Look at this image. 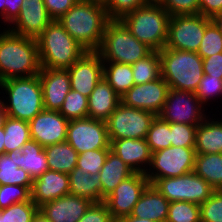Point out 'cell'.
<instances>
[{
    "instance_id": "cell-58",
    "label": "cell",
    "mask_w": 222,
    "mask_h": 222,
    "mask_svg": "<svg viewBox=\"0 0 222 222\" xmlns=\"http://www.w3.org/2000/svg\"><path fill=\"white\" fill-rule=\"evenodd\" d=\"M91 1H96V2L103 3V4H105L107 2V0H91Z\"/></svg>"
},
{
    "instance_id": "cell-28",
    "label": "cell",
    "mask_w": 222,
    "mask_h": 222,
    "mask_svg": "<svg viewBox=\"0 0 222 222\" xmlns=\"http://www.w3.org/2000/svg\"><path fill=\"white\" fill-rule=\"evenodd\" d=\"M69 194L90 199L92 202H101V183L99 173L94 175L82 172L75 167L69 174Z\"/></svg>"
},
{
    "instance_id": "cell-14",
    "label": "cell",
    "mask_w": 222,
    "mask_h": 222,
    "mask_svg": "<svg viewBox=\"0 0 222 222\" xmlns=\"http://www.w3.org/2000/svg\"><path fill=\"white\" fill-rule=\"evenodd\" d=\"M150 181L144 173L135 172L123 180L104 200L113 219L118 222L131 215L135 204L140 199Z\"/></svg>"
},
{
    "instance_id": "cell-17",
    "label": "cell",
    "mask_w": 222,
    "mask_h": 222,
    "mask_svg": "<svg viewBox=\"0 0 222 222\" xmlns=\"http://www.w3.org/2000/svg\"><path fill=\"white\" fill-rule=\"evenodd\" d=\"M68 123L59 111L43 110L29 121L30 137L44 148L64 142Z\"/></svg>"
},
{
    "instance_id": "cell-18",
    "label": "cell",
    "mask_w": 222,
    "mask_h": 222,
    "mask_svg": "<svg viewBox=\"0 0 222 222\" xmlns=\"http://www.w3.org/2000/svg\"><path fill=\"white\" fill-rule=\"evenodd\" d=\"M52 21L43 0H24L19 16L7 29L20 36L37 39Z\"/></svg>"
},
{
    "instance_id": "cell-48",
    "label": "cell",
    "mask_w": 222,
    "mask_h": 222,
    "mask_svg": "<svg viewBox=\"0 0 222 222\" xmlns=\"http://www.w3.org/2000/svg\"><path fill=\"white\" fill-rule=\"evenodd\" d=\"M49 16L53 20H58L79 0H43Z\"/></svg>"
},
{
    "instance_id": "cell-12",
    "label": "cell",
    "mask_w": 222,
    "mask_h": 222,
    "mask_svg": "<svg viewBox=\"0 0 222 222\" xmlns=\"http://www.w3.org/2000/svg\"><path fill=\"white\" fill-rule=\"evenodd\" d=\"M202 105L195 93L170 89L157 116L168 123L199 125L208 116Z\"/></svg>"
},
{
    "instance_id": "cell-35",
    "label": "cell",
    "mask_w": 222,
    "mask_h": 222,
    "mask_svg": "<svg viewBox=\"0 0 222 222\" xmlns=\"http://www.w3.org/2000/svg\"><path fill=\"white\" fill-rule=\"evenodd\" d=\"M151 153L171 146L170 123L163 121L158 116L152 121L146 136Z\"/></svg>"
},
{
    "instance_id": "cell-29",
    "label": "cell",
    "mask_w": 222,
    "mask_h": 222,
    "mask_svg": "<svg viewBox=\"0 0 222 222\" xmlns=\"http://www.w3.org/2000/svg\"><path fill=\"white\" fill-rule=\"evenodd\" d=\"M49 170L69 174L77 165L78 152L67 142L44 148Z\"/></svg>"
},
{
    "instance_id": "cell-15",
    "label": "cell",
    "mask_w": 222,
    "mask_h": 222,
    "mask_svg": "<svg viewBox=\"0 0 222 222\" xmlns=\"http://www.w3.org/2000/svg\"><path fill=\"white\" fill-rule=\"evenodd\" d=\"M169 90V85L160 76L154 81L133 85L120 99L121 103L128 107L147 110L157 116L163 108Z\"/></svg>"
},
{
    "instance_id": "cell-20",
    "label": "cell",
    "mask_w": 222,
    "mask_h": 222,
    "mask_svg": "<svg viewBox=\"0 0 222 222\" xmlns=\"http://www.w3.org/2000/svg\"><path fill=\"white\" fill-rule=\"evenodd\" d=\"M93 202L71 194L47 202L39 210L51 222H78Z\"/></svg>"
},
{
    "instance_id": "cell-38",
    "label": "cell",
    "mask_w": 222,
    "mask_h": 222,
    "mask_svg": "<svg viewBox=\"0 0 222 222\" xmlns=\"http://www.w3.org/2000/svg\"><path fill=\"white\" fill-rule=\"evenodd\" d=\"M39 207L32 201L12 204L0 209V222H31Z\"/></svg>"
},
{
    "instance_id": "cell-49",
    "label": "cell",
    "mask_w": 222,
    "mask_h": 222,
    "mask_svg": "<svg viewBox=\"0 0 222 222\" xmlns=\"http://www.w3.org/2000/svg\"><path fill=\"white\" fill-rule=\"evenodd\" d=\"M204 74L214 77H222V53L203 58Z\"/></svg>"
},
{
    "instance_id": "cell-44",
    "label": "cell",
    "mask_w": 222,
    "mask_h": 222,
    "mask_svg": "<svg viewBox=\"0 0 222 222\" xmlns=\"http://www.w3.org/2000/svg\"><path fill=\"white\" fill-rule=\"evenodd\" d=\"M196 96L203 104H207L211 98H219L222 96V77L209 76L207 74L203 75L198 89L195 91Z\"/></svg>"
},
{
    "instance_id": "cell-56",
    "label": "cell",
    "mask_w": 222,
    "mask_h": 222,
    "mask_svg": "<svg viewBox=\"0 0 222 222\" xmlns=\"http://www.w3.org/2000/svg\"><path fill=\"white\" fill-rule=\"evenodd\" d=\"M4 104L2 102V98L0 99V126H3L4 120L6 118Z\"/></svg>"
},
{
    "instance_id": "cell-21",
    "label": "cell",
    "mask_w": 222,
    "mask_h": 222,
    "mask_svg": "<svg viewBox=\"0 0 222 222\" xmlns=\"http://www.w3.org/2000/svg\"><path fill=\"white\" fill-rule=\"evenodd\" d=\"M68 194V174L48 169L39 178L33 180L31 200L38 207Z\"/></svg>"
},
{
    "instance_id": "cell-41",
    "label": "cell",
    "mask_w": 222,
    "mask_h": 222,
    "mask_svg": "<svg viewBox=\"0 0 222 222\" xmlns=\"http://www.w3.org/2000/svg\"><path fill=\"white\" fill-rule=\"evenodd\" d=\"M197 126L198 125L170 123L171 146L195 148Z\"/></svg>"
},
{
    "instance_id": "cell-3",
    "label": "cell",
    "mask_w": 222,
    "mask_h": 222,
    "mask_svg": "<svg viewBox=\"0 0 222 222\" xmlns=\"http://www.w3.org/2000/svg\"><path fill=\"white\" fill-rule=\"evenodd\" d=\"M36 42L41 68L68 69L87 52L58 20H53Z\"/></svg>"
},
{
    "instance_id": "cell-16",
    "label": "cell",
    "mask_w": 222,
    "mask_h": 222,
    "mask_svg": "<svg viewBox=\"0 0 222 222\" xmlns=\"http://www.w3.org/2000/svg\"><path fill=\"white\" fill-rule=\"evenodd\" d=\"M71 89L89 97L103 78V61L96 51H87L68 69Z\"/></svg>"
},
{
    "instance_id": "cell-57",
    "label": "cell",
    "mask_w": 222,
    "mask_h": 222,
    "mask_svg": "<svg viewBox=\"0 0 222 222\" xmlns=\"http://www.w3.org/2000/svg\"><path fill=\"white\" fill-rule=\"evenodd\" d=\"M0 17L3 22H4V25L6 26L5 24V0H0Z\"/></svg>"
},
{
    "instance_id": "cell-5",
    "label": "cell",
    "mask_w": 222,
    "mask_h": 222,
    "mask_svg": "<svg viewBox=\"0 0 222 222\" xmlns=\"http://www.w3.org/2000/svg\"><path fill=\"white\" fill-rule=\"evenodd\" d=\"M171 15L159 3H149L123 16L120 20L130 33L153 51L165 47Z\"/></svg>"
},
{
    "instance_id": "cell-31",
    "label": "cell",
    "mask_w": 222,
    "mask_h": 222,
    "mask_svg": "<svg viewBox=\"0 0 222 222\" xmlns=\"http://www.w3.org/2000/svg\"><path fill=\"white\" fill-rule=\"evenodd\" d=\"M194 172L215 190H222V153L196 154Z\"/></svg>"
},
{
    "instance_id": "cell-54",
    "label": "cell",
    "mask_w": 222,
    "mask_h": 222,
    "mask_svg": "<svg viewBox=\"0 0 222 222\" xmlns=\"http://www.w3.org/2000/svg\"><path fill=\"white\" fill-rule=\"evenodd\" d=\"M4 128L0 126V155L5 154V147H4Z\"/></svg>"
},
{
    "instance_id": "cell-40",
    "label": "cell",
    "mask_w": 222,
    "mask_h": 222,
    "mask_svg": "<svg viewBox=\"0 0 222 222\" xmlns=\"http://www.w3.org/2000/svg\"><path fill=\"white\" fill-rule=\"evenodd\" d=\"M197 53L203 58L222 53V33L211 21L205 29L203 39Z\"/></svg>"
},
{
    "instance_id": "cell-32",
    "label": "cell",
    "mask_w": 222,
    "mask_h": 222,
    "mask_svg": "<svg viewBox=\"0 0 222 222\" xmlns=\"http://www.w3.org/2000/svg\"><path fill=\"white\" fill-rule=\"evenodd\" d=\"M103 77L120 97L135 85L131 64L103 62Z\"/></svg>"
},
{
    "instance_id": "cell-8",
    "label": "cell",
    "mask_w": 222,
    "mask_h": 222,
    "mask_svg": "<svg viewBox=\"0 0 222 222\" xmlns=\"http://www.w3.org/2000/svg\"><path fill=\"white\" fill-rule=\"evenodd\" d=\"M169 202L204 203L214 188L194 171L182 176L154 179L151 183Z\"/></svg>"
},
{
    "instance_id": "cell-50",
    "label": "cell",
    "mask_w": 222,
    "mask_h": 222,
    "mask_svg": "<svg viewBox=\"0 0 222 222\" xmlns=\"http://www.w3.org/2000/svg\"><path fill=\"white\" fill-rule=\"evenodd\" d=\"M222 13V0H199V14L212 19Z\"/></svg>"
},
{
    "instance_id": "cell-6",
    "label": "cell",
    "mask_w": 222,
    "mask_h": 222,
    "mask_svg": "<svg viewBox=\"0 0 222 222\" xmlns=\"http://www.w3.org/2000/svg\"><path fill=\"white\" fill-rule=\"evenodd\" d=\"M0 88L8 96L2 100L7 116L29 122L44 110L39 75L6 79Z\"/></svg>"
},
{
    "instance_id": "cell-22",
    "label": "cell",
    "mask_w": 222,
    "mask_h": 222,
    "mask_svg": "<svg viewBox=\"0 0 222 222\" xmlns=\"http://www.w3.org/2000/svg\"><path fill=\"white\" fill-rule=\"evenodd\" d=\"M110 147L134 172L144 174L147 172L152 153L146 138L113 140Z\"/></svg>"
},
{
    "instance_id": "cell-1",
    "label": "cell",
    "mask_w": 222,
    "mask_h": 222,
    "mask_svg": "<svg viewBox=\"0 0 222 222\" xmlns=\"http://www.w3.org/2000/svg\"><path fill=\"white\" fill-rule=\"evenodd\" d=\"M109 20L103 3L79 0L58 22L87 51H97Z\"/></svg>"
},
{
    "instance_id": "cell-19",
    "label": "cell",
    "mask_w": 222,
    "mask_h": 222,
    "mask_svg": "<svg viewBox=\"0 0 222 222\" xmlns=\"http://www.w3.org/2000/svg\"><path fill=\"white\" fill-rule=\"evenodd\" d=\"M41 82L44 110L59 111L66 95L71 90L67 69L41 68Z\"/></svg>"
},
{
    "instance_id": "cell-13",
    "label": "cell",
    "mask_w": 222,
    "mask_h": 222,
    "mask_svg": "<svg viewBox=\"0 0 222 222\" xmlns=\"http://www.w3.org/2000/svg\"><path fill=\"white\" fill-rule=\"evenodd\" d=\"M66 141L78 152L111 149L106 121L89 117L70 120Z\"/></svg>"
},
{
    "instance_id": "cell-30",
    "label": "cell",
    "mask_w": 222,
    "mask_h": 222,
    "mask_svg": "<svg viewBox=\"0 0 222 222\" xmlns=\"http://www.w3.org/2000/svg\"><path fill=\"white\" fill-rule=\"evenodd\" d=\"M18 154L11 151L0 155V185H21L31 190L33 179L27 171L17 166Z\"/></svg>"
},
{
    "instance_id": "cell-46",
    "label": "cell",
    "mask_w": 222,
    "mask_h": 222,
    "mask_svg": "<svg viewBox=\"0 0 222 222\" xmlns=\"http://www.w3.org/2000/svg\"><path fill=\"white\" fill-rule=\"evenodd\" d=\"M171 16L199 14V0H160Z\"/></svg>"
},
{
    "instance_id": "cell-43",
    "label": "cell",
    "mask_w": 222,
    "mask_h": 222,
    "mask_svg": "<svg viewBox=\"0 0 222 222\" xmlns=\"http://www.w3.org/2000/svg\"><path fill=\"white\" fill-rule=\"evenodd\" d=\"M201 222H222V190H214L211 196L200 204Z\"/></svg>"
},
{
    "instance_id": "cell-37",
    "label": "cell",
    "mask_w": 222,
    "mask_h": 222,
    "mask_svg": "<svg viewBox=\"0 0 222 222\" xmlns=\"http://www.w3.org/2000/svg\"><path fill=\"white\" fill-rule=\"evenodd\" d=\"M166 222H201L200 205L186 202H170Z\"/></svg>"
},
{
    "instance_id": "cell-34",
    "label": "cell",
    "mask_w": 222,
    "mask_h": 222,
    "mask_svg": "<svg viewBox=\"0 0 222 222\" xmlns=\"http://www.w3.org/2000/svg\"><path fill=\"white\" fill-rule=\"evenodd\" d=\"M135 85L148 83L161 76L160 51H153L144 59L131 65Z\"/></svg>"
},
{
    "instance_id": "cell-52",
    "label": "cell",
    "mask_w": 222,
    "mask_h": 222,
    "mask_svg": "<svg viewBox=\"0 0 222 222\" xmlns=\"http://www.w3.org/2000/svg\"><path fill=\"white\" fill-rule=\"evenodd\" d=\"M118 222H154V221H151V220H148V219H143V218L140 219V218H137L135 216L128 215V216L123 217Z\"/></svg>"
},
{
    "instance_id": "cell-25",
    "label": "cell",
    "mask_w": 222,
    "mask_h": 222,
    "mask_svg": "<svg viewBox=\"0 0 222 222\" xmlns=\"http://www.w3.org/2000/svg\"><path fill=\"white\" fill-rule=\"evenodd\" d=\"M134 173L133 169L110 149L105 164L99 172L101 202H103L123 180Z\"/></svg>"
},
{
    "instance_id": "cell-11",
    "label": "cell",
    "mask_w": 222,
    "mask_h": 222,
    "mask_svg": "<svg viewBox=\"0 0 222 222\" xmlns=\"http://www.w3.org/2000/svg\"><path fill=\"white\" fill-rule=\"evenodd\" d=\"M195 148L170 146L152 153L151 164L145 173L150 183L154 179L182 176L194 171Z\"/></svg>"
},
{
    "instance_id": "cell-23",
    "label": "cell",
    "mask_w": 222,
    "mask_h": 222,
    "mask_svg": "<svg viewBox=\"0 0 222 222\" xmlns=\"http://www.w3.org/2000/svg\"><path fill=\"white\" fill-rule=\"evenodd\" d=\"M120 102V96L103 77L88 97V117L106 121Z\"/></svg>"
},
{
    "instance_id": "cell-24",
    "label": "cell",
    "mask_w": 222,
    "mask_h": 222,
    "mask_svg": "<svg viewBox=\"0 0 222 222\" xmlns=\"http://www.w3.org/2000/svg\"><path fill=\"white\" fill-rule=\"evenodd\" d=\"M169 205L170 202L150 184L135 204L131 215L154 222H166Z\"/></svg>"
},
{
    "instance_id": "cell-9",
    "label": "cell",
    "mask_w": 222,
    "mask_h": 222,
    "mask_svg": "<svg viewBox=\"0 0 222 222\" xmlns=\"http://www.w3.org/2000/svg\"><path fill=\"white\" fill-rule=\"evenodd\" d=\"M156 115L119 103L106 120L110 143L120 139H143Z\"/></svg>"
},
{
    "instance_id": "cell-42",
    "label": "cell",
    "mask_w": 222,
    "mask_h": 222,
    "mask_svg": "<svg viewBox=\"0 0 222 222\" xmlns=\"http://www.w3.org/2000/svg\"><path fill=\"white\" fill-rule=\"evenodd\" d=\"M31 200V190L21 185H0V209Z\"/></svg>"
},
{
    "instance_id": "cell-45",
    "label": "cell",
    "mask_w": 222,
    "mask_h": 222,
    "mask_svg": "<svg viewBox=\"0 0 222 222\" xmlns=\"http://www.w3.org/2000/svg\"><path fill=\"white\" fill-rule=\"evenodd\" d=\"M151 3L149 0H107L104 4L109 19H121L133 10Z\"/></svg>"
},
{
    "instance_id": "cell-39",
    "label": "cell",
    "mask_w": 222,
    "mask_h": 222,
    "mask_svg": "<svg viewBox=\"0 0 222 222\" xmlns=\"http://www.w3.org/2000/svg\"><path fill=\"white\" fill-rule=\"evenodd\" d=\"M110 149L88 150L78 154L76 167L82 169L83 173L94 175L99 173L108 156Z\"/></svg>"
},
{
    "instance_id": "cell-4",
    "label": "cell",
    "mask_w": 222,
    "mask_h": 222,
    "mask_svg": "<svg viewBox=\"0 0 222 222\" xmlns=\"http://www.w3.org/2000/svg\"><path fill=\"white\" fill-rule=\"evenodd\" d=\"M161 77L170 89L195 93L204 75L203 59L197 52L160 50Z\"/></svg>"
},
{
    "instance_id": "cell-55",
    "label": "cell",
    "mask_w": 222,
    "mask_h": 222,
    "mask_svg": "<svg viewBox=\"0 0 222 222\" xmlns=\"http://www.w3.org/2000/svg\"><path fill=\"white\" fill-rule=\"evenodd\" d=\"M222 33V13L217 14L211 19Z\"/></svg>"
},
{
    "instance_id": "cell-33",
    "label": "cell",
    "mask_w": 222,
    "mask_h": 222,
    "mask_svg": "<svg viewBox=\"0 0 222 222\" xmlns=\"http://www.w3.org/2000/svg\"><path fill=\"white\" fill-rule=\"evenodd\" d=\"M3 128L5 154L11 151L20 152L23 145L31 139L30 125L26 120L6 116Z\"/></svg>"
},
{
    "instance_id": "cell-59",
    "label": "cell",
    "mask_w": 222,
    "mask_h": 222,
    "mask_svg": "<svg viewBox=\"0 0 222 222\" xmlns=\"http://www.w3.org/2000/svg\"><path fill=\"white\" fill-rule=\"evenodd\" d=\"M151 3H159L160 0H149Z\"/></svg>"
},
{
    "instance_id": "cell-27",
    "label": "cell",
    "mask_w": 222,
    "mask_h": 222,
    "mask_svg": "<svg viewBox=\"0 0 222 222\" xmlns=\"http://www.w3.org/2000/svg\"><path fill=\"white\" fill-rule=\"evenodd\" d=\"M17 166L29 173L31 178H39L49 169L44 147L33 139L27 141L17 157Z\"/></svg>"
},
{
    "instance_id": "cell-2",
    "label": "cell",
    "mask_w": 222,
    "mask_h": 222,
    "mask_svg": "<svg viewBox=\"0 0 222 222\" xmlns=\"http://www.w3.org/2000/svg\"><path fill=\"white\" fill-rule=\"evenodd\" d=\"M41 70L36 39L0 31V82L9 78L31 77Z\"/></svg>"
},
{
    "instance_id": "cell-53",
    "label": "cell",
    "mask_w": 222,
    "mask_h": 222,
    "mask_svg": "<svg viewBox=\"0 0 222 222\" xmlns=\"http://www.w3.org/2000/svg\"><path fill=\"white\" fill-rule=\"evenodd\" d=\"M31 222H51L40 210L33 216Z\"/></svg>"
},
{
    "instance_id": "cell-10",
    "label": "cell",
    "mask_w": 222,
    "mask_h": 222,
    "mask_svg": "<svg viewBox=\"0 0 222 222\" xmlns=\"http://www.w3.org/2000/svg\"><path fill=\"white\" fill-rule=\"evenodd\" d=\"M211 21L201 14L171 16L164 48L197 52Z\"/></svg>"
},
{
    "instance_id": "cell-26",
    "label": "cell",
    "mask_w": 222,
    "mask_h": 222,
    "mask_svg": "<svg viewBox=\"0 0 222 222\" xmlns=\"http://www.w3.org/2000/svg\"><path fill=\"white\" fill-rule=\"evenodd\" d=\"M207 118L196 128V154L222 153V118L218 121Z\"/></svg>"
},
{
    "instance_id": "cell-36",
    "label": "cell",
    "mask_w": 222,
    "mask_h": 222,
    "mask_svg": "<svg viewBox=\"0 0 222 222\" xmlns=\"http://www.w3.org/2000/svg\"><path fill=\"white\" fill-rule=\"evenodd\" d=\"M59 112L69 121L88 117V97L71 89Z\"/></svg>"
},
{
    "instance_id": "cell-47",
    "label": "cell",
    "mask_w": 222,
    "mask_h": 222,
    "mask_svg": "<svg viewBox=\"0 0 222 222\" xmlns=\"http://www.w3.org/2000/svg\"><path fill=\"white\" fill-rule=\"evenodd\" d=\"M78 222H116L105 202H93Z\"/></svg>"
},
{
    "instance_id": "cell-7",
    "label": "cell",
    "mask_w": 222,
    "mask_h": 222,
    "mask_svg": "<svg viewBox=\"0 0 222 222\" xmlns=\"http://www.w3.org/2000/svg\"><path fill=\"white\" fill-rule=\"evenodd\" d=\"M96 52L103 62L132 65L150 55L153 50L138 41L120 19H110Z\"/></svg>"
},
{
    "instance_id": "cell-51",
    "label": "cell",
    "mask_w": 222,
    "mask_h": 222,
    "mask_svg": "<svg viewBox=\"0 0 222 222\" xmlns=\"http://www.w3.org/2000/svg\"><path fill=\"white\" fill-rule=\"evenodd\" d=\"M24 0H5V23L10 26L19 16Z\"/></svg>"
}]
</instances>
